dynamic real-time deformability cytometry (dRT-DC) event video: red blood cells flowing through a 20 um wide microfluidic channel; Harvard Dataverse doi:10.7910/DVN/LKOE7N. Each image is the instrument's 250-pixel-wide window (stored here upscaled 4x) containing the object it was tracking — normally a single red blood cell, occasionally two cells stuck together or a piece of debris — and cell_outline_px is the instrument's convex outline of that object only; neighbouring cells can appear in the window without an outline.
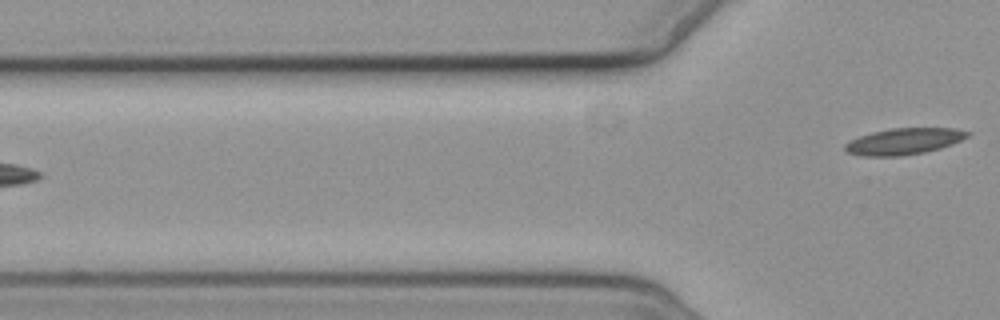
{"species": "common noctule bat (a hibernating species)", "species_latin": "Nyctalus noctula", "temperature_condition": "cold", "stored_images_in_passage": 4, "camera_frame_rate_fps": 3000, "um_per_image_px": 0.085, "animal": {"sex": "female", "body_mass_g": 19.3, "forearm_length_mm": 54.1}, "frame": {"image": 1, "passage_image": 4, "time_ms": 3.667, "image_size_px": [1000, 320], "cell_outline_px": [[972, 132], [968, 136], [952, 144], [940, 148], [924, 152], [900, 156], [860, 156], [848, 152], [844, 148], [844, 144], [848, 140], [872, 132], [892, 128], [956, 128]], "centroid_in_image_um": [76.82, 12.01], "position_along_channel_um": 49.0, "area_um2": 18.84}}